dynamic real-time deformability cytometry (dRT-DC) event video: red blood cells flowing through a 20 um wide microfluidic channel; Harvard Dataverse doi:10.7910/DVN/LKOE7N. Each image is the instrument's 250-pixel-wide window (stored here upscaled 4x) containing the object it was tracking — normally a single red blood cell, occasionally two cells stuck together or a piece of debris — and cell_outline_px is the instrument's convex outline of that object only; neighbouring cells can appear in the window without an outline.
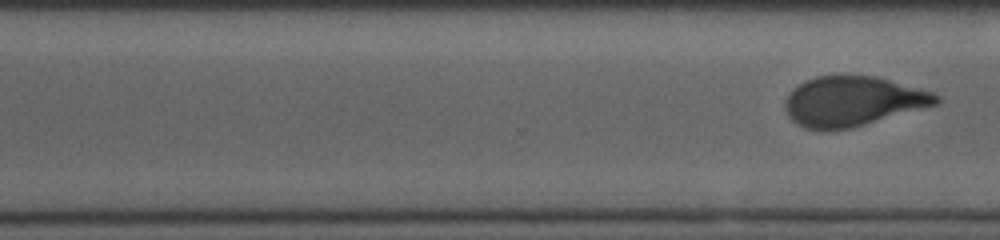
{"species": "human", "species_latin": "Homo sapiens", "temperature_condition": "cold", "stored_images_in_passage": 18, "segment_of_instrument_passage": [2, 2], "camera_frame_rate_fps": 3000, "um_per_image_px": 0.085, "donor": {"sex": "male"}, "frame": {"image": 1, "passage_image": 18, "time_ms": 5.667, "image_size_px": [1000, 240], "cell_outline_px": [[940, 100], [936, 104], [864, 124], [848, 128], [804, 128], [796, 124], [788, 116], [784, 104], [788, 96], [800, 84], [816, 76], [844, 72], [876, 76], [932, 92], [940, 96]], "centroid_in_image_um": [72.47, 8.55], "position_along_channel_um": 298.1, "area_um2": 43.47}}